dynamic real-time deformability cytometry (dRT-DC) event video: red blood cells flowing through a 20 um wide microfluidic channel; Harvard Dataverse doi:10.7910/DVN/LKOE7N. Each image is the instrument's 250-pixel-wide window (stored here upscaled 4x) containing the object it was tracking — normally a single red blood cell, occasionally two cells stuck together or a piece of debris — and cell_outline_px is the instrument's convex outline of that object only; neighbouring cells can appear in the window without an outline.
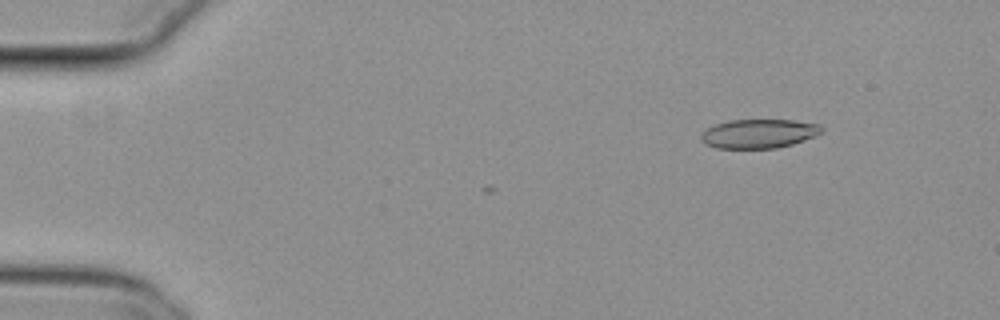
{"species": "common noctule bat (a hibernating species)", "species_latin": "Nyctalus noctula", "temperature_condition": "cold", "stored_images_in_passage": 10, "camera_frame_rate_fps": 3000, "um_per_image_px": 0.085, "animal": {"sex": "female", "body_mass_g": 29.2, "forearm_length_mm": 56.3}, "frame": {"image": 1, "passage_image": 7, "time_ms": 2.0, "image_size_px": [1000, 320], "cell_outline_px": [[824, 128], [816, 136], [792, 144], [776, 148], [716, 148], [704, 144], [700, 140], [700, 136], [708, 128], [716, 124], [728, 120], [792, 120], [820, 124]], "centroid_in_image_um": [64.5, 11.36], "position_along_channel_um": 20.5, "area_um2": 20.4}}